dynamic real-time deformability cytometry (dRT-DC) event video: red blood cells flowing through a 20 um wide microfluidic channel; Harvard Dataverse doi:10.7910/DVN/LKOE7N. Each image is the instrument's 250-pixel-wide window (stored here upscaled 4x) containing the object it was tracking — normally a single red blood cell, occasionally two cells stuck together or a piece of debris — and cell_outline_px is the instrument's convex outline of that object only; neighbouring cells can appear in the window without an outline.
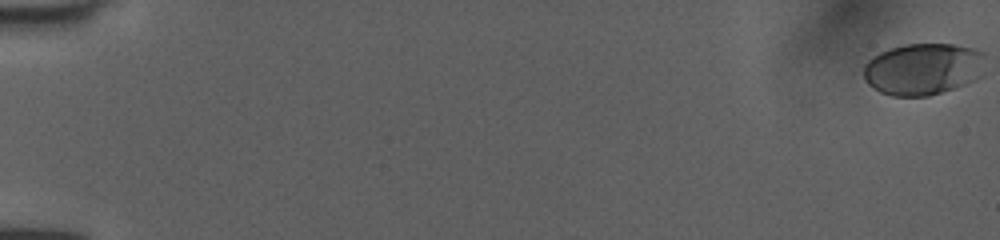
{"species": "human", "species_latin": "Homo sapiens", "temperature_condition": "room temperature", "stored_images_in_passage": 54, "camera_frame_rate_fps": 3000, "um_per_image_px": 0.085, "donor": {"sex": "female"}, "frame": {"image": 1, "passage_image": 1, "time_ms": 0.0, "image_size_px": [1000, 240], "cell_outline_px": [[984, 56], [980, 76], [964, 84], [928, 96], [892, 96], [880, 92], [872, 88], [868, 84], [864, 76], [864, 64], [868, 60], [880, 52], [888, 48], [904, 44], [952, 44], [976, 48], [984, 52]], "centroid_in_image_um": [78.43, 5.85], "position_along_channel_um": 6.6, "area_um2": 36.7}}
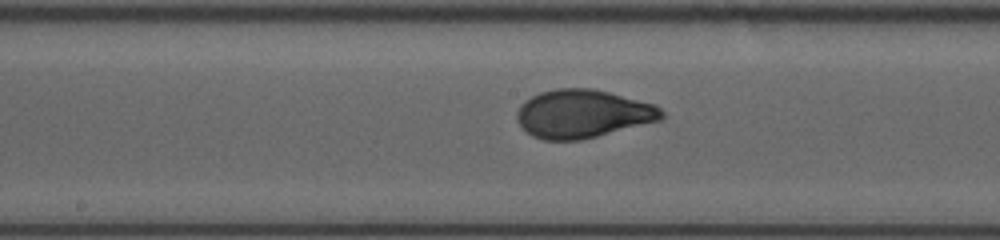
{"frame": {"image": 2, "passage_image": 30, "time_ms": 9.667, "image_size_px": [1000, 240], "cell_outline_px": [[664, 116], [660, 120], [580, 140], [544, 140], [532, 136], [516, 120], [516, 112], [520, 104], [532, 96], [540, 92], [556, 88], [592, 88], [656, 104], [664, 112]], "centroid_in_image_um": [49.52, 9.66], "position_along_channel_um": 198.7, "area_um2": 40.58}}
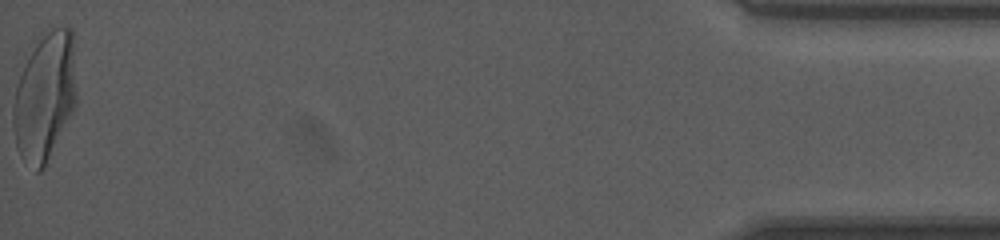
{"frame": {"image": 3, "passage_image": 54, "time_ms": 17.667, "image_size_px": [1000, 240], "cell_outline_px": [[76, 104], [44, 168], [40, 172], [36, 172], [20, 156], [16, 148], [12, 124], [12, 112], [16, 88], [24, 64], [36, 44], [52, 28], [72, 28], [76, 92]], "centroid_in_image_um": [3.79, 8.28], "position_along_channel_um": 431.4, "area_um2": 46.7}, "authors_computed_cell_mechanics": {"area_um2": 39.6219, "velocity_mm_per_s": 3.9947, "shape_relaxation_time_tau1_ms": 4.4966, "shape_relaxation_time_tau2_ms": null, "deformation_change_tau1": 0.1931, "deformation_change_tau2": null}}